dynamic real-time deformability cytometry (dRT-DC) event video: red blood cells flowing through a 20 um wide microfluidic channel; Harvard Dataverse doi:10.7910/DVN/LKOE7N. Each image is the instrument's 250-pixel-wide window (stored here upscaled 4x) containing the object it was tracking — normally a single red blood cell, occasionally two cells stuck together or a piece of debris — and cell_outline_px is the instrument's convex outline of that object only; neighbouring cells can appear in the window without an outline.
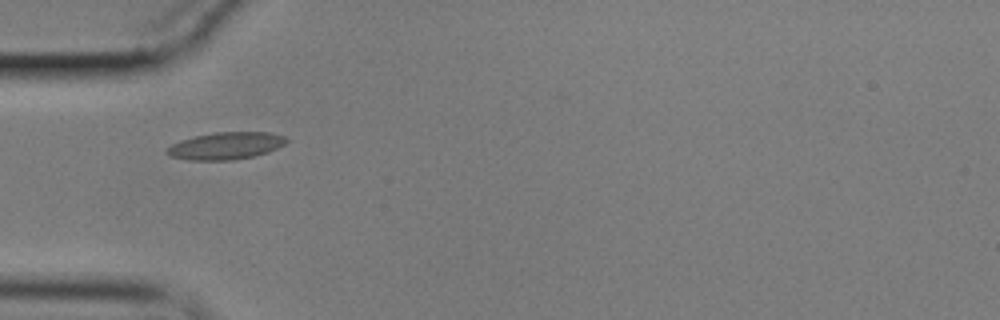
{"species": "common noctule bat (a hibernating species)", "species_latin": "Nyctalus noctula", "temperature_condition": "cold", "stored_images_in_passage": 41, "camera_frame_rate_fps": 3000, "um_per_image_px": 0.085, "animal": {"sex": "male", "body_mass_g": 17.9}, "frame": {"image": 1, "passage_image": 1, "time_ms": 0.0, "image_size_px": [1000, 320], "cell_outline_px": [[288, 140], [284, 144], [268, 152], [252, 156], [232, 160], [188, 160], [168, 156], [164, 152], [164, 148], [180, 140], [196, 136], [216, 132], [268, 132], [284, 136]], "centroid_in_image_um": [19.12, 12.4], "position_along_channel_um": 65.9, "area_um2": 18.96}}
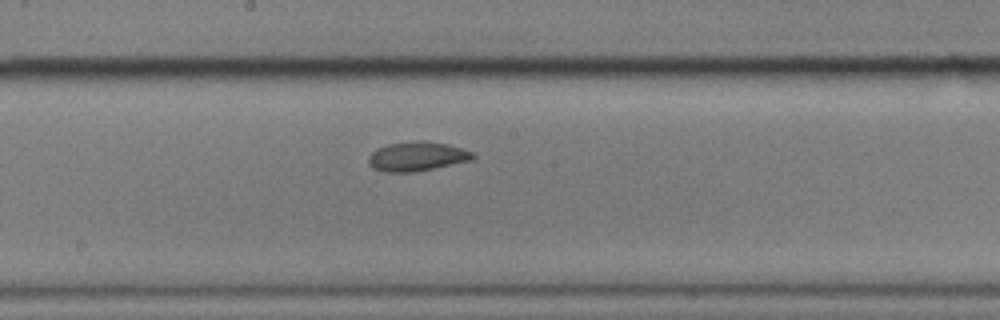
{"frame": {"image": 2, "passage_image": 14, "time_ms": 4.333, "image_size_px": [1000, 320], "cell_outline_px": [[476, 156], [472, 160], [416, 172], [384, 172], [372, 168], [368, 164], [368, 156], [376, 148], [388, 144], [416, 140], [448, 144], [472, 152]], "centroid_in_image_um": [35.41, 13.3], "position_along_channel_um": 212.8, "area_um2": 17.92}}
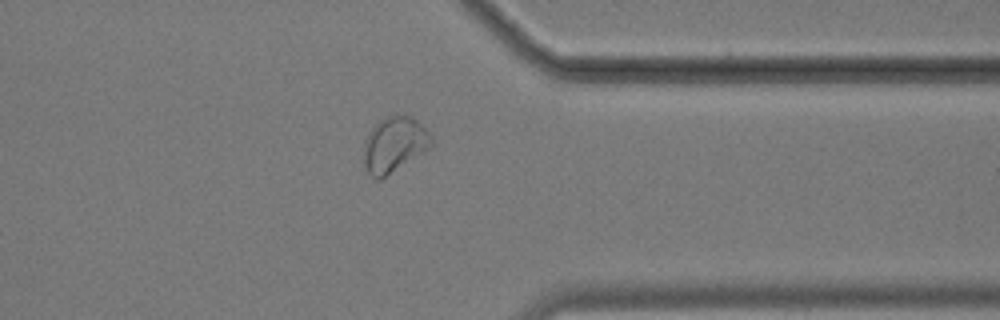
{"frame": {"image": 3, "passage_image": 29, "time_ms": 9.333, "image_size_px": [1000, 320], "cell_outline_px": [[432, 144], [428, 148], [380, 180], [376, 180], [368, 172], [364, 164], [364, 140], [368, 132], [380, 120], [388, 116], [412, 116], [432, 136]], "centroid_in_image_um": [33.48, 12.29], "position_along_channel_um": 377.9, "area_um2": 21.33}, "authors_computed_cell_mechanics": {"area_um2": 18.207, "velocity_mm_per_s": 3.4117, "shape_relaxation_time_tau1_ms": null, "shape_relaxation_time_tau2_ms": 1.5066, "deformation_change_tau1": null, "deformation_change_tau2": 0.0475}}